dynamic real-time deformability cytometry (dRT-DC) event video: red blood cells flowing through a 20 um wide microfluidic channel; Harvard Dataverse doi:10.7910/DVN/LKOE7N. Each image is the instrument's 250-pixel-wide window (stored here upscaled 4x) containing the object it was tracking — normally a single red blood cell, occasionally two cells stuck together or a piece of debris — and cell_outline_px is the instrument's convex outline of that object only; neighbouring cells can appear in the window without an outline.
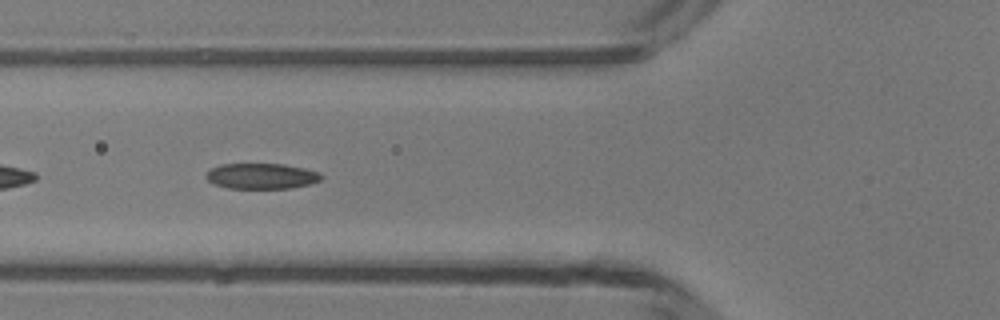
{"species": "common noctule bat (a hibernating species)", "species_latin": "Nyctalus noctula", "temperature_condition": "room temperature", "stored_images_in_passage": 36, "camera_frame_rate_fps": 3000, "um_per_image_px": 0.085, "animal": {"sex": "male", "body_mass_g": 13.3}, "frame": {"image": 1, "passage_image": 8, "time_ms": 2.333, "image_size_px": [1000, 320], "cell_outline_px": [[324, 176], [320, 180], [308, 184], [292, 188], [228, 188], [212, 184], [204, 176], [212, 168], [220, 164], [284, 164], [304, 168], [320, 172]], "centroid_in_image_um": [22.23, 14.96], "position_along_channel_um": 103.6, "area_um2": 17.22}}
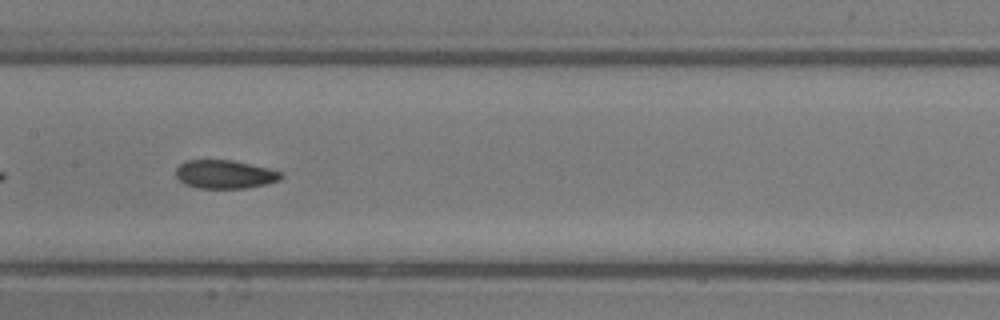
{"frame": {"image": 2, "passage_image": 14, "time_ms": 4.333, "image_size_px": [1000, 320], "cell_outline_px": [[284, 176], [280, 180], [264, 184], [244, 188], [196, 188], [184, 184], [176, 176], [176, 168], [180, 164], [188, 160], [232, 160], [268, 168], [284, 172]], "centroid_in_image_um": [19.12, 14.81], "position_along_channel_um": 188.3, "area_um2": 17.46}}
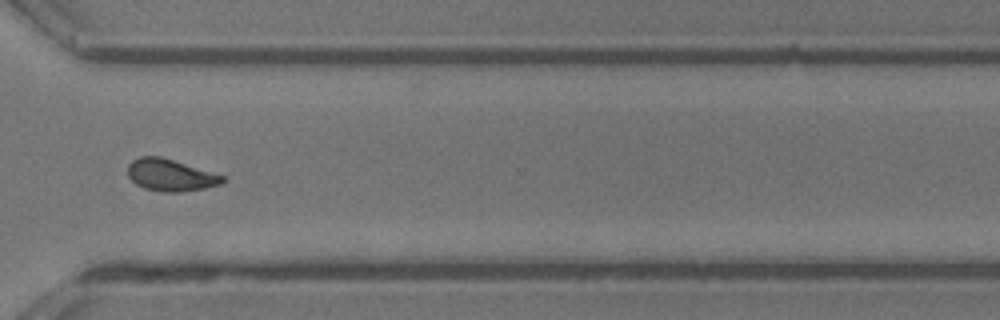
{"frame": {"image": 3, "passage_image": 26, "time_ms": 8.333, "image_size_px": [1000, 320], "cell_outline_px": [[228, 180], [224, 184], [204, 188], [180, 192], [164, 192], [144, 188], [136, 184], [128, 176], [128, 164], [132, 160], [140, 156], [160, 156], [224, 176]], "centroid_in_image_um": [14.5, 14.89], "position_along_channel_um": 356.1, "area_um2": 17.63}, "authors_computed_cell_mechanics": {"area_um2": 17.7157, "velocity_mm_per_s": 4.2002, "shape_relaxation_time_tau1_ms": 4.3717, "shape_relaxation_time_tau2_ms": 2.1857, "deformation_change_tau1": 0.1281, "deformation_change_tau2": 0.0833}}